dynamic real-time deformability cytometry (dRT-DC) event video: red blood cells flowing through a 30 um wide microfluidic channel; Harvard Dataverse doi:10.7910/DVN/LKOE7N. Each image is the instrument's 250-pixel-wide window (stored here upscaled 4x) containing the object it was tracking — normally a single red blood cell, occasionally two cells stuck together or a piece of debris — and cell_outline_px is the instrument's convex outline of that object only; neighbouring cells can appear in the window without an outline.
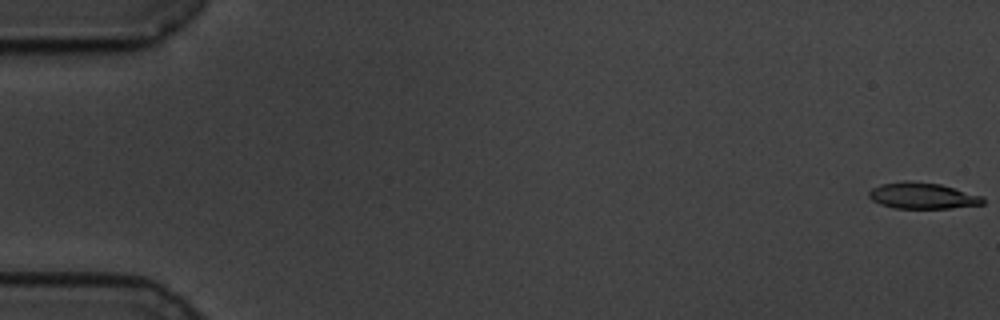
{"species": "common noctule bat (a hibernating species)", "species_latin": "Nyctalus noctula", "temperature_condition": "cold", "stored_images_in_passage": 11, "camera_frame_rate_fps": 3000, "um_per_image_px": 0.085, "animal": {"sex": "male", "body_mass_g": 19.5, "forearm_length_mm": 54.6}, "frame": {"image": 1, "passage_image": 1, "time_ms": 0.0, "image_size_px": [1000, 320], "cell_outline_px": [[984, 204], [952, 208], [892, 208], [880, 204], [872, 200], [868, 196], [868, 192], [872, 188], [880, 184], [904, 180], [908, 180], [940, 184], [984, 196]], "centroid_in_image_um": [78.4, 16.63], "position_along_channel_um": 6.6, "area_um2": 17.57}}